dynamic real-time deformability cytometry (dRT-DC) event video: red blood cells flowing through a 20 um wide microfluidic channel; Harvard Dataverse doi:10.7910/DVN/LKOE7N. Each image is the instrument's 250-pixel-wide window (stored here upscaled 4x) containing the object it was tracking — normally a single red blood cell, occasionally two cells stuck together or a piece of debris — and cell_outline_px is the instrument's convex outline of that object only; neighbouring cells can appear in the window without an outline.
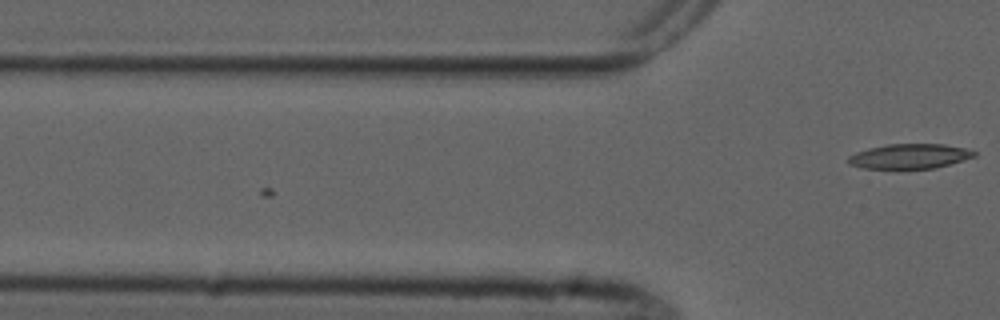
{"species": "common noctule bat (a hibernating species)", "species_latin": "Nyctalus noctula", "temperature_condition": "cold", "stored_images_in_passage": 5, "camera_frame_rate_fps": 3000, "um_per_image_px": 0.085, "animal": {"sex": "male", "forearm_length_mm": 52.5}, "frame": {"image": 1, "passage_image": 5, "time_ms": 4.667, "image_size_px": [1000, 320], "cell_outline_px": [[976, 156], [936, 168], [860, 168], [848, 164], [848, 156], [856, 152], [868, 148], [888, 144], [944, 144], [968, 148], [976, 152]], "centroid_in_image_um": [77.32, 13.27], "position_along_channel_um": 48.5, "area_um2": 18.21}}